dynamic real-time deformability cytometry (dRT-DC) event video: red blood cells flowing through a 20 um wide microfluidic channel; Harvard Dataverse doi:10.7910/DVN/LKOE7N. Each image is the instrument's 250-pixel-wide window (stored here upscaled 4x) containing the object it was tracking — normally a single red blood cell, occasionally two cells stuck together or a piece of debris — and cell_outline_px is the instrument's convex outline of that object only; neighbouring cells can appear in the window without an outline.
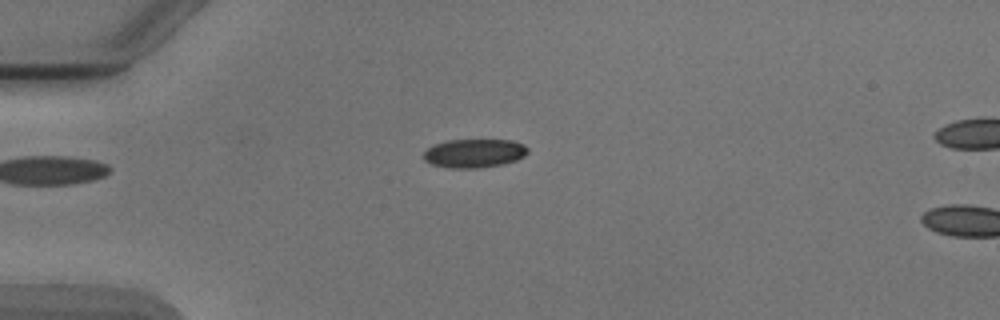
{"species": "Egyptian fruit bat (a non-hibernating species)", "species_latin": "Rousettus aegyptiacus", "temperature_condition": "cold", "stored_images_in_passage": 2, "camera_frame_rate_fps": 3000, "um_per_image_px": 0.085, "animal": {"sex": "male"}, "frame": {"image": 1, "passage_image": 1, "time_ms": 0.0, "image_size_px": [1000, 320], "cell_outline_px": [[528, 152], [524, 156], [516, 160], [504, 164], [480, 168], [448, 168], [432, 164], [424, 160], [424, 152], [428, 148], [436, 144], [448, 140], [512, 140], [524, 144], [528, 148]], "centroid_in_image_um": [40.34, 13.03], "position_along_channel_um": 44.7, "area_um2": 17.46}}